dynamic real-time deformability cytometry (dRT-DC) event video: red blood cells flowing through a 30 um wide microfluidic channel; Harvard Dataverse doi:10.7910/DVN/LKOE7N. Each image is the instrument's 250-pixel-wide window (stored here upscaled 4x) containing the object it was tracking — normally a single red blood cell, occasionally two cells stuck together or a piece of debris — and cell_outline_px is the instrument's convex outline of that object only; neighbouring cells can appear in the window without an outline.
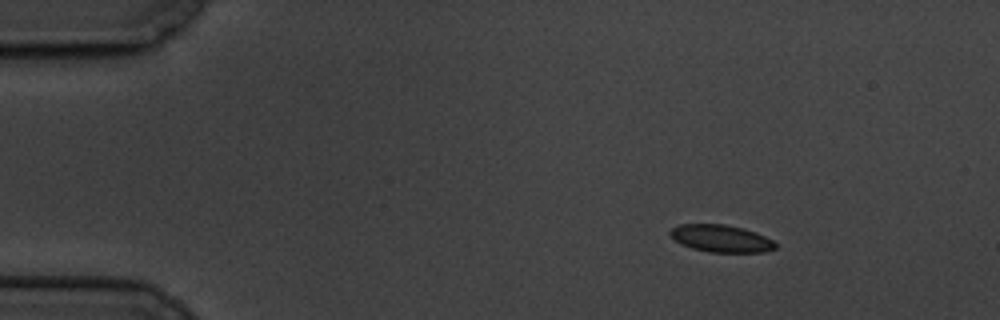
{"species": "common noctule bat (a hibernating species)", "species_latin": "Nyctalus noctula", "temperature_condition": "cold", "stored_images_in_passage": 4, "camera_frame_rate_fps": 3000, "um_per_image_px": 0.085, "animal": {"sex": "male", "body_mass_g": 19.5, "forearm_length_mm": 54.6}, "frame": {"image": 1, "passage_image": 1, "time_ms": 0.0, "image_size_px": [1000, 320], "cell_outline_px": [[776, 248], [764, 252], [708, 252], [692, 248], [680, 244], [668, 232], [672, 228], [680, 224], [724, 224], [744, 228], [756, 232], [772, 240], [776, 244]], "centroid_in_image_um": [61.29, 20.27], "position_along_channel_um": 23.7, "area_um2": 16.7}}
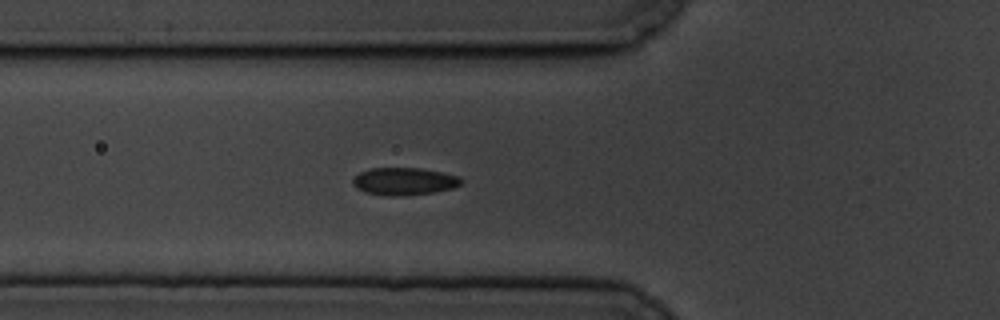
{"frame": {"image": 2, "passage_image": 4, "time_ms": 4.333, "image_size_px": [1000, 320], "cell_outline_px": [[464, 180], [460, 184], [452, 188], [432, 192], [404, 196], [388, 196], [364, 192], [356, 188], [352, 184], [352, 180], [360, 172], [368, 168], [420, 168], [460, 176]], "centroid_in_image_um": [34.33, 15.41], "position_along_channel_um": 91.5, "area_um2": 17.4}}